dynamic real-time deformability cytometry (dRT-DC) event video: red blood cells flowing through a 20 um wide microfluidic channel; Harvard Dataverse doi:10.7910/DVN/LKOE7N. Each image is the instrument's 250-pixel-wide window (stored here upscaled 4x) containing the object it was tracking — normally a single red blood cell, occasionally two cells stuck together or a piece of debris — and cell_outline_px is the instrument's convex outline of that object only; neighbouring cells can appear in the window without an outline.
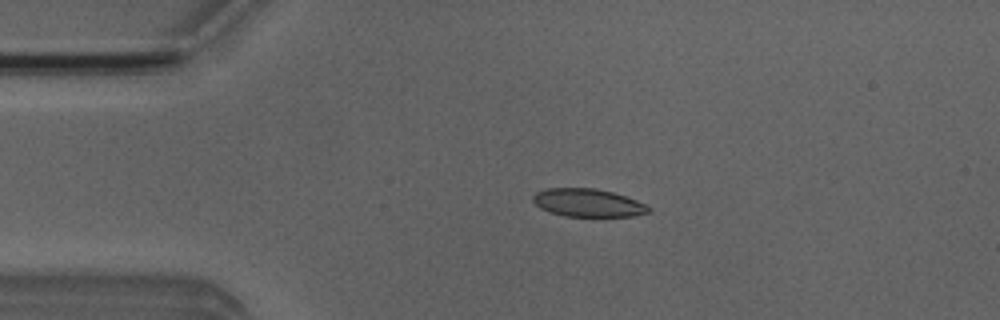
{"species": "Egyptian fruit bat (a non-hibernating species)", "species_latin": "Rousettus aegyptiacus", "temperature_condition": "room temperature", "stored_images_in_passage": 4, "camera_frame_rate_fps": 3000, "um_per_image_px": 0.085, "animal": {"sex": "male"}, "frame": {"image": 1, "passage_image": 3, "time_ms": 2.333, "image_size_px": [1000, 320], "cell_outline_px": [[652, 212], [632, 216], [564, 216], [540, 208], [532, 200], [532, 196], [536, 192], [548, 188], [596, 188], [612, 192], [636, 200], [652, 208]], "centroid_in_image_um": [49.98, 17.23], "position_along_channel_um": 35.0, "area_um2": 18.79}}